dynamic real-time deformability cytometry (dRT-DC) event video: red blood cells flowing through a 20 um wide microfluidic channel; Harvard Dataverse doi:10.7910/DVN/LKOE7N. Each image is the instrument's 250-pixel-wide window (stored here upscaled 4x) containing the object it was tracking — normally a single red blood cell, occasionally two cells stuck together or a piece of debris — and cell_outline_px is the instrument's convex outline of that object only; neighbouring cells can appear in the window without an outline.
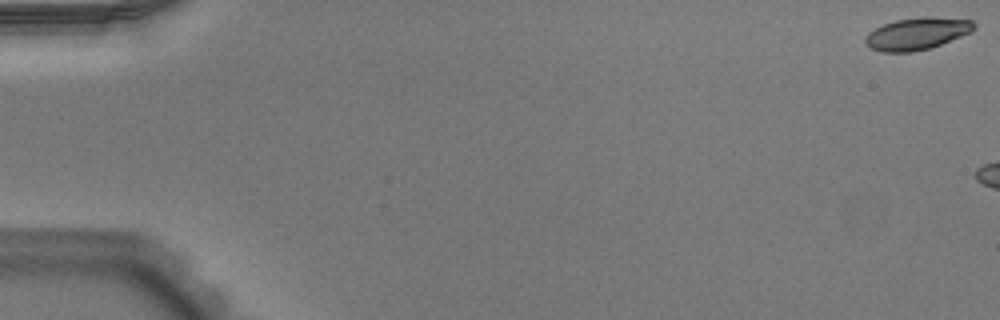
{"species": "Egyptian fruit bat (a non-hibernating species)", "species_latin": "Rousettus aegyptiacus", "temperature_condition": "warm", "stored_images_in_passage": 6, "camera_frame_rate_fps": 3000, "um_per_image_px": 0.085, "animal": {"sex": "male"}, "frame": {"image": 1, "passage_image": 1, "time_ms": 0.0, "image_size_px": [1000, 320], "cell_outline_px": [[976, 28], [972, 32], [940, 44], [928, 48], [912, 52], [880, 52], [864, 44], [864, 40], [868, 32], [884, 24], [896, 20], [928, 16], [972, 20], [976, 24]], "centroid_in_image_um": [77.95, 2.86], "position_along_channel_um": 7.1, "area_um2": 20.29}}